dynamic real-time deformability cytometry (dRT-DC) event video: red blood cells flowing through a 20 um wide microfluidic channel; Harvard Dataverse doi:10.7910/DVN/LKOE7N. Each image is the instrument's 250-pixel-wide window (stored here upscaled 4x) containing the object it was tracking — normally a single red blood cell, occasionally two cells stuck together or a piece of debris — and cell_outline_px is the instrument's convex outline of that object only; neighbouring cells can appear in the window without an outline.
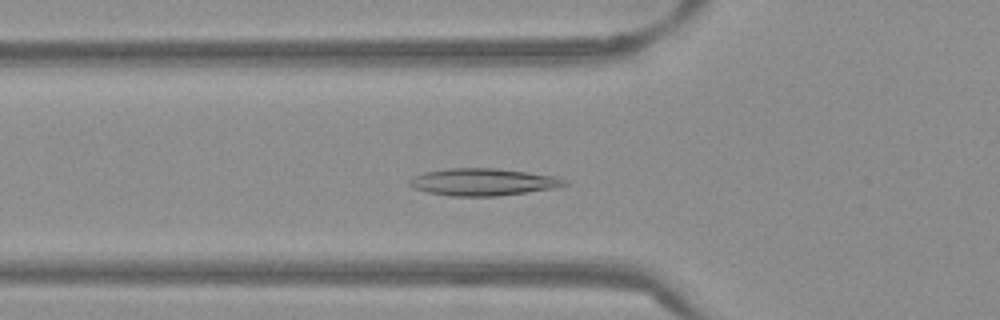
{"species": "Egyptian fruit bat (a non-hibernating species)", "species_latin": "Rousettus aegyptiacus", "temperature_condition": "warm", "stored_images_in_passage": 49, "camera_frame_rate_fps": 3000, "um_per_image_px": 0.085, "frame": {"image": 1, "passage_image": 15, "time_ms": 4.667, "image_size_px": [1000, 320], "cell_outline_px": [[568, 184], [556, 188], [496, 196], [452, 196], [428, 192], [412, 188], [408, 184], [408, 180], [412, 176], [424, 172], [448, 168], [496, 168], [528, 172], [556, 176], [564, 180]], "centroid_in_image_um": [41.01, 15.46], "position_along_channel_um": 84.8, "area_um2": 24.62}}
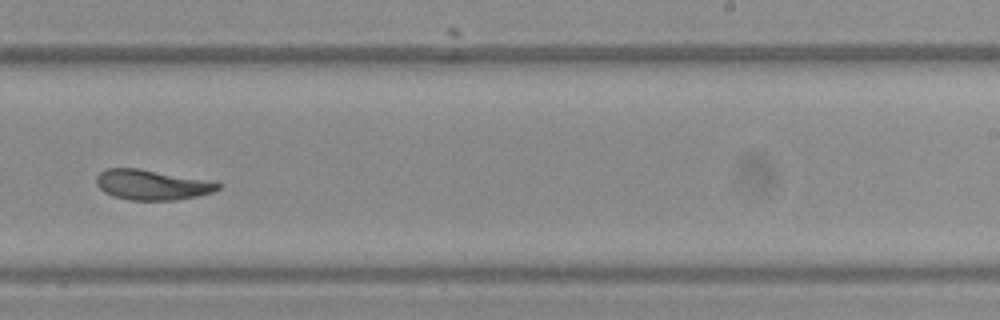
{"frame": {"image": 2, "passage_image": 30, "time_ms": 9.667, "image_size_px": [1000, 320], "cell_outline_px": [[220, 188], [212, 192], [196, 196], [176, 200], [128, 200], [112, 196], [104, 192], [96, 184], [96, 176], [100, 172], [108, 168], [140, 168], [204, 180], [220, 184]], "centroid_in_image_um": [12.84, 15.71], "position_along_channel_um": 276.2, "area_um2": 21.15}}
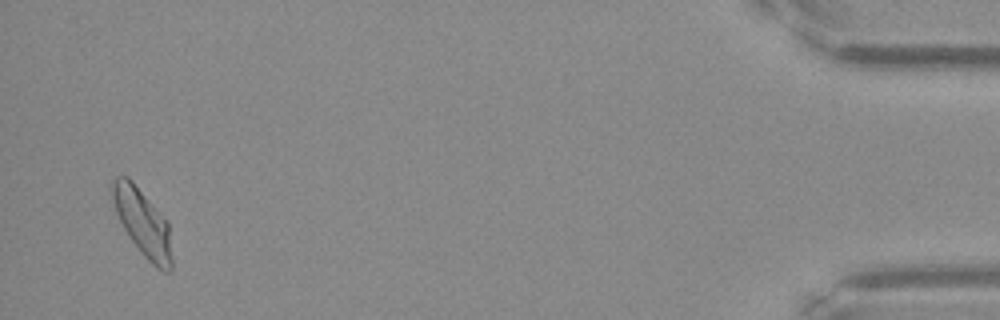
{"frame": {"image": 3, "passage_image": 48, "time_ms": 15.667, "image_size_px": [1000, 320], "cell_outline_px": [[172, 268], [168, 272], [164, 272], [156, 268], [144, 256], [132, 240], [124, 228], [116, 212], [108, 188], [108, 184], [112, 176], [128, 176], [132, 180], [168, 220], [172, 260]], "centroid_in_image_um": [12.09, 18.85], "position_along_channel_um": 423.1, "area_um2": 23.64}, "authors_computed_cell_mechanics": {"area_um2": 21.9062, "velocity_mm_per_s": 3.8183, "shape_relaxation_time_tau1_ms": null, "shape_relaxation_time_tau2_ms": 1.8063, "deformation_change_tau1": null, "deformation_change_tau2": 0.059}}